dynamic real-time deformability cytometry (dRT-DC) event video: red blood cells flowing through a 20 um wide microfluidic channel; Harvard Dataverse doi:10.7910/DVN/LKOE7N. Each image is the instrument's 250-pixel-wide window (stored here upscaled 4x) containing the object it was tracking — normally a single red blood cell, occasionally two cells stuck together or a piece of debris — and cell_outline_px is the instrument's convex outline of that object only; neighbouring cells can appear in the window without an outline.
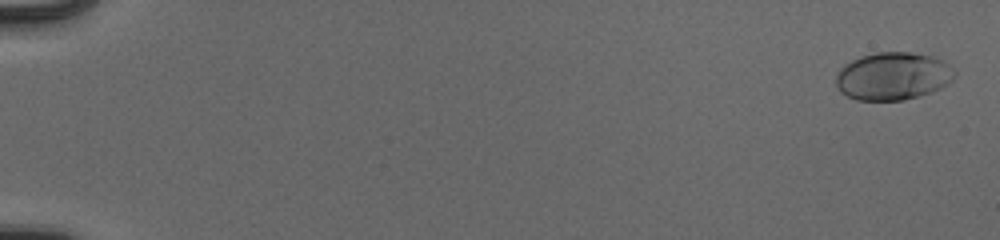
{"species": "human", "species_latin": "Homo sapiens", "temperature_condition": "cold", "stored_images_in_passage": 27, "camera_frame_rate_fps": 3000, "um_per_image_px": 0.085, "donor": {"sex": "male"}, "frame": {"image": 1, "passage_image": 2, "time_ms": 0.333, "image_size_px": [1000, 240], "cell_outline_px": [[956, 76], [948, 84], [932, 92], [920, 96], [904, 100], [856, 100], [840, 92], [836, 88], [836, 72], [844, 64], [860, 56], [876, 52], [912, 52], [932, 56], [944, 60], [956, 72]], "centroid_in_image_um": [75.9, 6.47], "position_along_channel_um": 9.1, "area_um2": 33.47}}
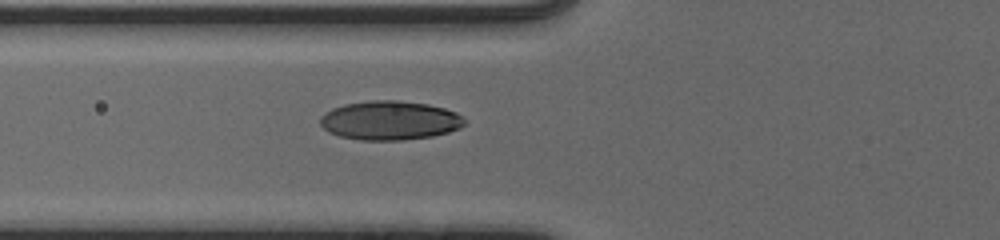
{"frame": {"image": 2, "passage_image": 23, "time_ms": 7.333, "image_size_px": [1000, 240], "cell_outline_px": [[464, 124], [460, 128], [448, 132], [432, 136], [404, 140], [360, 140], [340, 136], [328, 132], [320, 124], [320, 116], [324, 112], [332, 108], [344, 104], [372, 100], [400, 100], [428, 104], [444, 108], [456, 112], [464, 120]], "centroid_in_image_um": [33.1, 10.23], "position_along_channel_um": 92.7, "area_um2": 32.95}}
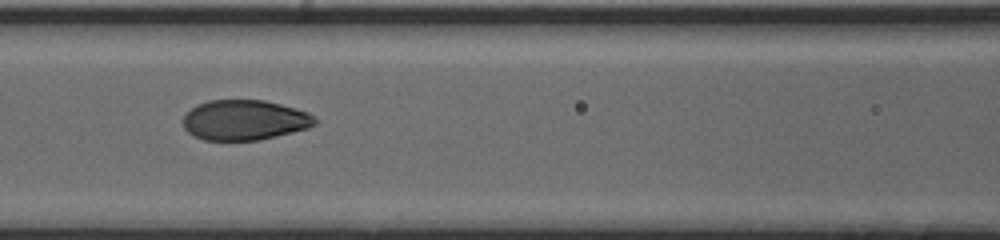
{"frame": {"image": 3, "passage_image": 27, "time_ms": 8.667, "image_size_px": [1000, 240], "cell_outline_px": [[316, 124], [308, 128], [260, 140], [204, 140], [192, 136], [184, 128], [184, 116], [196, 104], [208, 100], [264, 100], [296, 108], [308, 112], [316, 120]], "centroid_in_image_um": [20.77, 10.2], "position_along_channel_um": 145.8, "area_um2": 30.87}}